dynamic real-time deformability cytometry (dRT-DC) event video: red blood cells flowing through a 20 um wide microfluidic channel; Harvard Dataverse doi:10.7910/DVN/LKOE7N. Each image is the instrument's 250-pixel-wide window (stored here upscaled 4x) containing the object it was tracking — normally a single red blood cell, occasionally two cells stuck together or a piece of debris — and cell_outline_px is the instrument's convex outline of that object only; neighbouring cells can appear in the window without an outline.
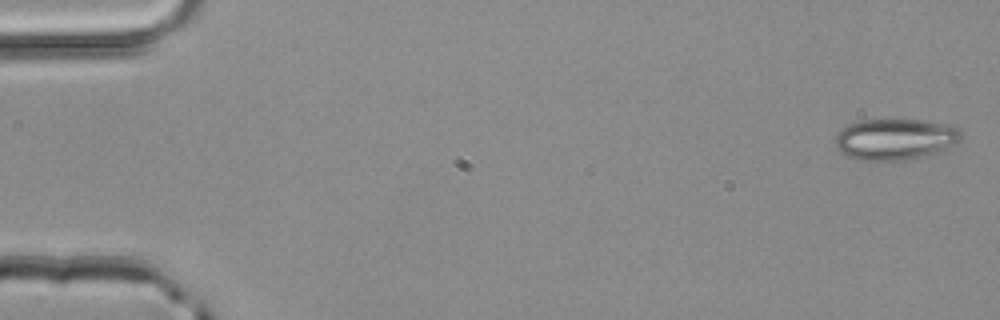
{"species": "common noctule bat (a hibernating species)", "species_latin": "Nyctalus noctula", "temperature_condition": "room temperature", "stored_images_in_passage": 4, "segment_of_instrument_passage": [2, 2], "camera_frame_rate_fps": 3000, "um_per_image_px": 0.085, "animal": {"sex": "male", "body_mass_g": 20.4}, "frame": {"image": 1, "passage_image": 4, "time_ms": 1.0, "image_size_px": [1000, 320], "cell_outline_px": [[960, 140], [956, 144], [924, 156], [900, 160], [860, 160], [848, 156], [840, 152], [836, 148], [836, 132], [848, 124], [860, 120], [920, 120], [944, 124], [960, 128]], "centroid_in_image_um": [76.04, 11.82], "position_along_channel_um": 9.0, "area_um2": 29.94}}